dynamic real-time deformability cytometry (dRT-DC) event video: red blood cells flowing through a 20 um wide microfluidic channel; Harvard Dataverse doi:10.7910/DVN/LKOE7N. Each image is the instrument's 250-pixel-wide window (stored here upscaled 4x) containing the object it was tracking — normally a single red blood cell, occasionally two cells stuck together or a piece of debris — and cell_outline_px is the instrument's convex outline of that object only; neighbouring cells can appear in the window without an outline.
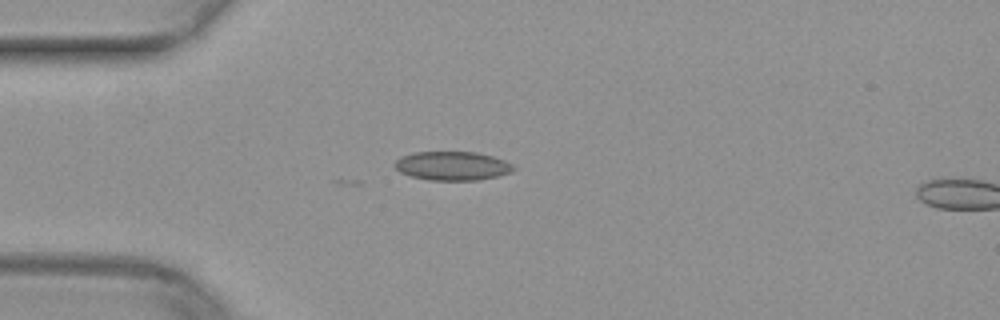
{"species": "common noctule bat (a hibernating species)", "species_latin": "Nyctalus noctula", "temperature_condition": "warm", "stored_images_in_passage": 2, "camera_frame_rate_fps": 3000, "um_per_image_px": 0.085, "animal": {"sex": "female", "body_mass_g": 29.2, "forearm_length_mm": 56.3}, "frame": {"image": 1, "passage_image": 2, "time_ms": 0.333, "image_size_px": [1000, 320], "cell_outline_px": [[516, 168], [512, 172], [500, 176], [480, 180], [428, 180], [412, 176], [400, 172], [392, 164], [400, 156], [412, 152], [476, 152], [492, 156], [504, 160], [512, 164]], "centroid_in_image_um": [38.45, 14.1], "position_along_channel_um": 46.5, "area_um2": 20.17}}